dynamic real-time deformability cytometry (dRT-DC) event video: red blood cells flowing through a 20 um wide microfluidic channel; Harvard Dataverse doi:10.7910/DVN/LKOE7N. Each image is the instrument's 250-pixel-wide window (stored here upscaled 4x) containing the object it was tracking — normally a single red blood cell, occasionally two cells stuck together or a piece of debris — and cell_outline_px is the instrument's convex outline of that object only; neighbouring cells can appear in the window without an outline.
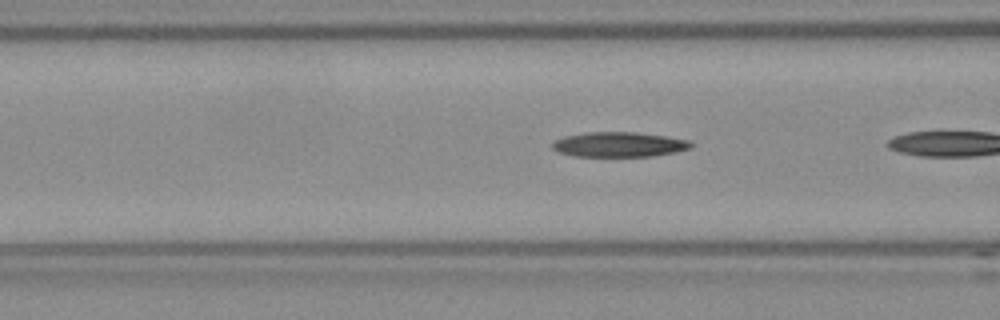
{"species": "Egyptian fruit bat (a non-hibernating species)", "species_latin": "Rousettus aegyptiacus", "temperature_condition": "room temperature", "stored_images_in_passage": 5, "camera_frame_rate_fps": 3000, "um_per_image_px": 0.085, "frame": {"image": 1, "passage_image": 4, "time_ms": 1.0, "image_size_px": [1000, 320], "cell_outline_px": [[692, 148], [676, 152], [652, 156], [576, 156], [556, 152], [552, 148], [552, 144], [556, 140], [564, 136], [588, 132], [636, 132], [664, 136], [688, 140], [692, 144]], "centroid_in_image_um": [52.61, 12.28], "position_along_channel_um": 114.0, "area_um2": 20.06}}